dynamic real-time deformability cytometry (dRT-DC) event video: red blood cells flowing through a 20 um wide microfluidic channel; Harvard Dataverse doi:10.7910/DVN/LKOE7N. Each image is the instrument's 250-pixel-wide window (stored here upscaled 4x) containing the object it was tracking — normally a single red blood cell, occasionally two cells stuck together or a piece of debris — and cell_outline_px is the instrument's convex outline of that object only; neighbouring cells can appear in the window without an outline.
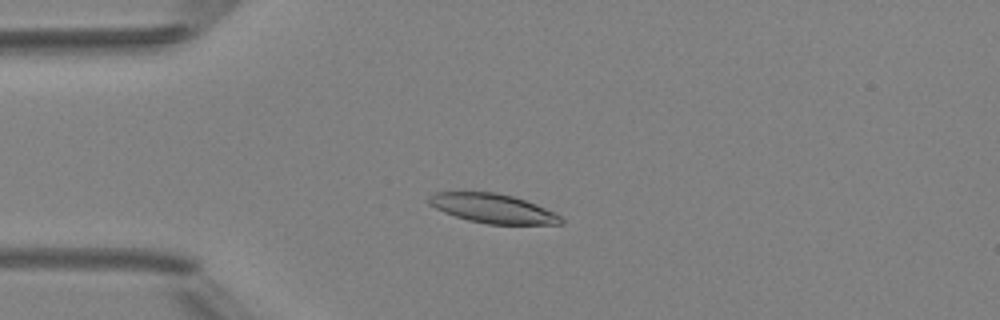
{"species": "Egyptian fruit bat (a non-hibernating species)", "species_latin": "Rousettus aegyptiacus", "temperature_condition": "room temperature", "stored_images_in_passage": 50, "camera_frame_rate_fps": 3000, "um_per_image_px": 0.085, "animal": {"sex": "female"}, "frame": {"image": 1, "passage_image": 13, "time_ms": 4.0, "image_size_px": [1000, 320], "cell_outline_px": [[564, 224], [488, 224], [468, 220], [444, 212], [428, 204], [428, 196], [436, 192], [496, 192], [512, 196], [536, 204], [560, 216], [564, 220]], "centroid_in_image_um": [41.87, 17.72], "position_along_channel_um": 43.1, "area_um2": 22.31}}
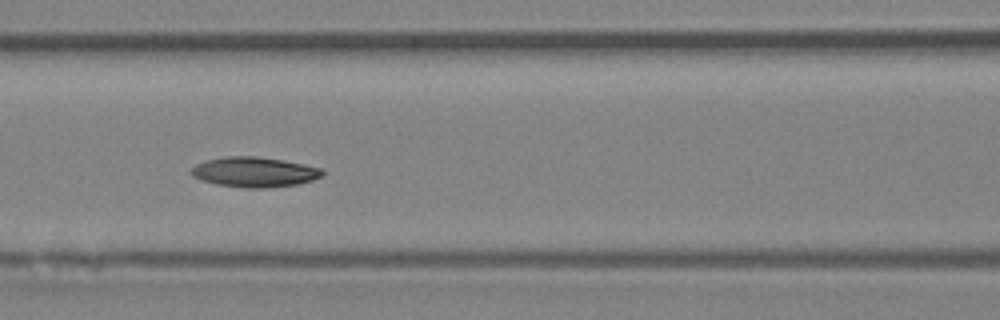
{"frame": {"image": 2, "passage_image": 22, "time_ms": 7.0, "image_size_px": [1000, 320], "cell_outline_px": [[324, 172], [320, 176], [312, 180], [296, 184], [264, 188], [244, 188], [216, 184], [200, 180], [192, 176], [188, 172], [196, 164], [208, 160], [224, 156], [256, 156], [284, 160], [324, 168]], "centroid_in_image_um": [21.6, 14.62], "position_along_channel_um": 145.0, "area_um2": 23.06}}
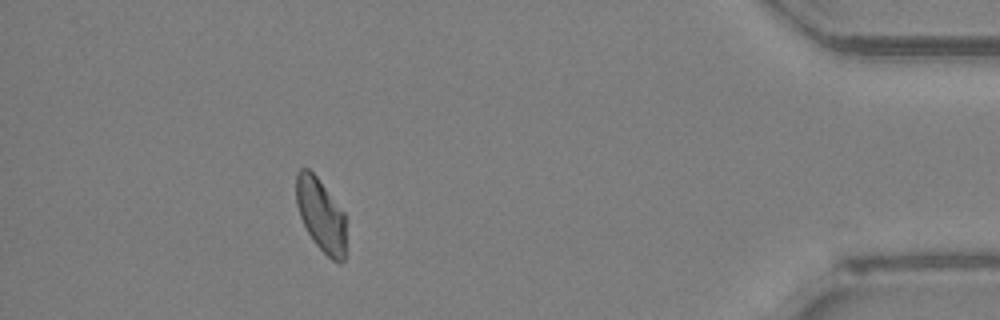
{"frame": {"image": 3, "passage_image": 45, "time_ms": 14.667, "image_size_px": [1000, 320], "cell_outline_px": [[344, 260], [340, 264], [332, 260], [316, 244], [308, 232], [300, 216], [296, 204], [296, 172], [300, 168], [308, 168], [316, 176], [344, 212]], "centroid_in_image_um": [27.25, 18.25], "position_along_channel_um": 408.0, "area_um2": 20.81}, "authors_computed_cell_mechanics": {"area_um2": 22.3975, "velocity_mm_per_s": 4.1445, "shape_relaxation_time_tau1_ms": 4.5162, "shape_relaxation_time_tau2_ms": null, "deformation_change_tau1": 0.119, "deformation_change_tau2": null}}